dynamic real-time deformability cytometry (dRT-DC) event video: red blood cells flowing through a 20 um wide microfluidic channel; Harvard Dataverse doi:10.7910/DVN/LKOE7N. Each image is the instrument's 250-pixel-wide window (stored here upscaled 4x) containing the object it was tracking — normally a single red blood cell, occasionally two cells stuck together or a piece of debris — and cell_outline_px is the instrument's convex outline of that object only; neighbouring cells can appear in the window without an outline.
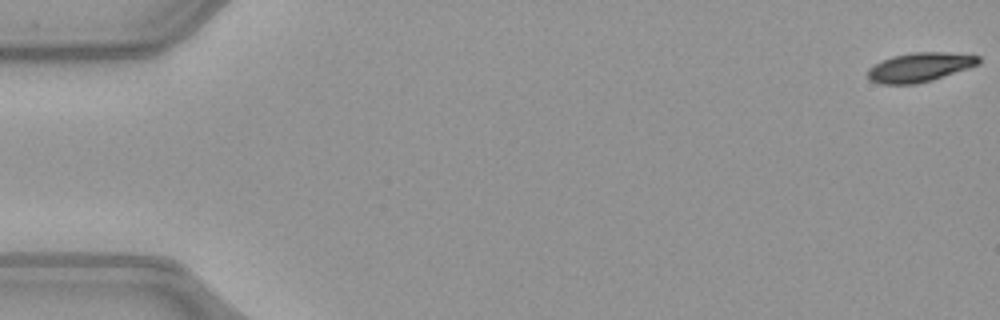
{"species": "common noctule bat (a hibernating species)", "species_latin": "Nyctalus noctula", "temperature_condition": "warm", "stored_images_in_passage": 14, "camera_frame_rate_fps": 3000, "um_per_image_px": 0.085, "animal": {"sex": "female", "body_mass_g": 21.9}, "frame": {"image": 1, "passage_image": 1, "time_ms": 0.0, "image_size_px": [1000, 320], "cell_outline_px": [[980, 64], [932, 80], [916, 84], [880, 84], [868, 80], [868, 68], [880, 60], [892, 56], [912, 52], [944, 52], [980, 56]], "centroid_in_image_um": [78.14, 5.71], "position_along_channel_um": 6.9, "area_um2": 18.96}}